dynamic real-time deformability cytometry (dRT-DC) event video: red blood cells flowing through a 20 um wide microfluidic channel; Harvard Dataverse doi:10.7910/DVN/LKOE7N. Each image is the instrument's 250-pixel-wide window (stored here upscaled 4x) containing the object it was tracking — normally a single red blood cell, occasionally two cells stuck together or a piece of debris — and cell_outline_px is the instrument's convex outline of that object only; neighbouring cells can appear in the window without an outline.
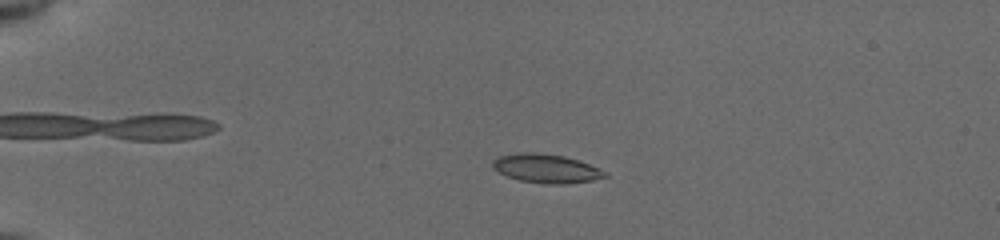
{"species": "common noctule bat (a hibernating species)", "species_latin": "Nyctalus noctula", "temperature_condition": "cold", "stored_images_in_passage": 54, "camera_frame_rate_fps": 3000, "um_per_image_px": 0.085, "animal": {"sex": "female", "body_mass_g": 19.5, "forearm_length_mm": 54.1}, "frame": {"image": 1, "passage_image": 14, "time_ms": 4.333, "image_size_px": [1000, 240], "cell_outline_px": [[608, 176], [592, 180], [564, 184], [544, 184], [520, 180], [508, 176], [492, 168], [492, 160], [500, 156], [520, 152], [536, 152], [564, 156], [588, 164], [608, 172]], "centroid_in_image_um": [46.42, 14.32], "position_along_channel_um": 38.6, "area_um2": 18.73}}
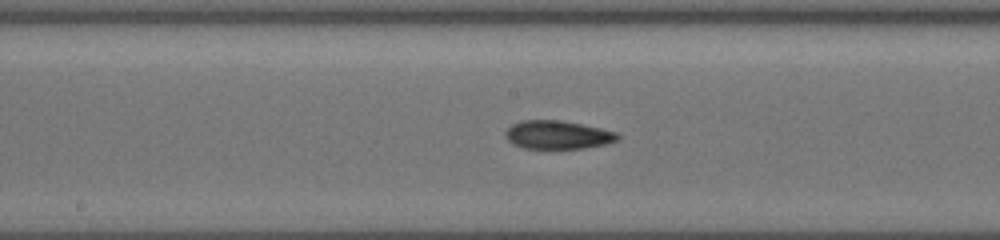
{"frame": {"image": 2, "passage_image": 31, "time_ms": 10.0, "image_size_px": [1000, 240], "cell_outline_px": [[620, 140], [604, 144], [584, 148], [524, 148], [512, 144], [504, 136], [504, 132], [512, 124], [520, 120], [560, 120], [600, 128], [616, 132], [620, 136]], "centroid_in_image_um": [47.37, 11.46], "position_along_channel_um": 200.8, "area_um2": 18.55}}
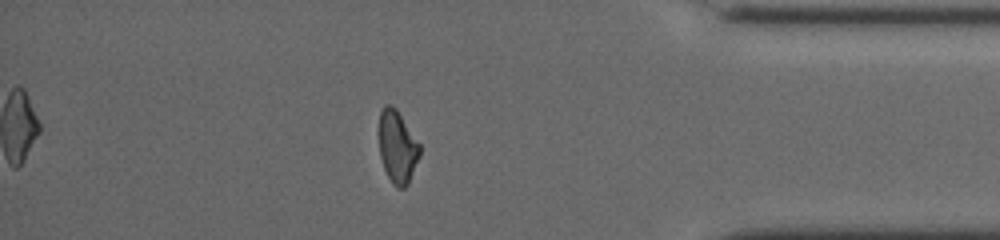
{"frame": {"image": 3, "passage_image": 48, "time_ms": 15.667, "image_size_px": [1000, 240], "cell_outline_px": [[420, 156], [408, 184], [404, 188], [396, 188], [392, 184], [384, 168], [380, 156], [376, 132], [380, 112], [384, 104], [392, 104], [396, 108], [420, 144]], "centroid_in_image_um": [33.73, 12.45], "position_along_channel_um": 401.5, "area_um2": 17.8}, "authors_computed_cell_mechanics": {"area_um2": 18.2648, "velocity_mm_per_s": 3.9505, "shape_relaxation_time_tau1_ms": null, "shape_relaxation_time_tau2_ms": 3.0709, "deformation_change_tau1": null, "deformation_change_tau2": 0.0844}}